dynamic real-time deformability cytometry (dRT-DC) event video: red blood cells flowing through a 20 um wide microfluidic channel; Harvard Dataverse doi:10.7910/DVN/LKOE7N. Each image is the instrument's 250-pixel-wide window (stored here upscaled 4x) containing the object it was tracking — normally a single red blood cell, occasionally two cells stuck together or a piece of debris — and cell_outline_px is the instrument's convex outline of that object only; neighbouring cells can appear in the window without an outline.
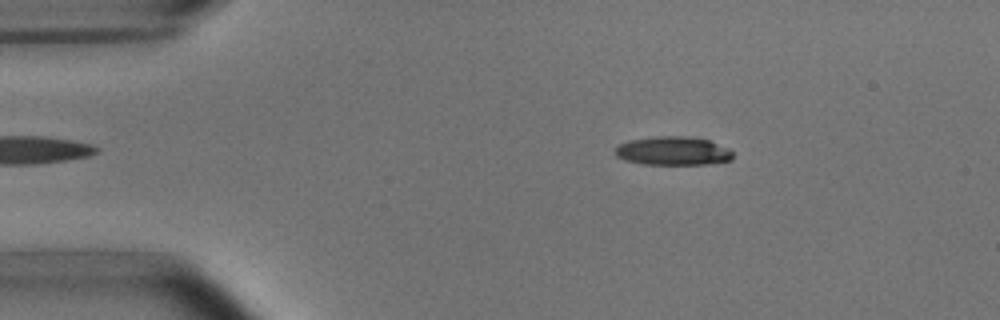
{"species": "common noctule bat (a hibernating species)", "species_latin": "Nyctalus noctula", "temperature_condition": "room temperature", "stored_images_in_passage": 3, "camera_frame_rate_fps": 3000, "um_per_image_px": 0.085, "animal": {"sex": "male", "body_mass_g": 15.6}, "frame": {"image": 1, "passage_image": 2, "time_ms": 1.0, "image_size_px": [1000, 320], "cell_outline_px": [[732, 160], [708, 164], [644, 164], [624, 160], [616, 156], [616, 148], [620, 144], [628, 140], [656, 136], [688, 136], [708, 140], [728, 148], [732, 152]], "centroid_in_image_um": [57.2, 12.83], "position_along_channel_um": 27.8, "area_um2": 19.59}}